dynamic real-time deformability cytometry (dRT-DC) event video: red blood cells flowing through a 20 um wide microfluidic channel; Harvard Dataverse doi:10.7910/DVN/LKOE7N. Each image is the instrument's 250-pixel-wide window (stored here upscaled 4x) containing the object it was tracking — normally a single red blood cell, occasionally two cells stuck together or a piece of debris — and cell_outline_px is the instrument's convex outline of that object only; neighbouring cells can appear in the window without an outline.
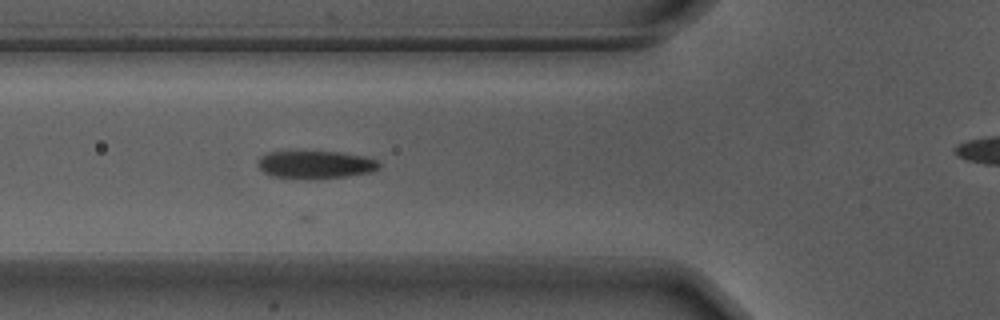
{"species": "Egyptian fruit bat (a non-hibernating species)", "species_latin": "Rousettus aegyptiacus", "temperature_condition": "warm", "stored_images_in_passage": 24, "camera_frame_rate_fps": 3000, "um_per_image_px": 0.085, "animal": {"sex": "male"}, "frame": {"image": 1, "passage_image": 8, "time_ms": 2.333, "image_size_px": [1000, 320], "cell_outline_px": [[380, 168], [372, 172], [348, 176], [320, 180], [308, 180], [272, 176], [264, 172], [256, 164], [260, 156], [268, 152], [340, 152], [364, 156], [376, 160], [380, 164]], "centroid_in_image_um": [26.82, 14.02], "position_along_channel_um": 99.0, "area_um2": 20.0}}
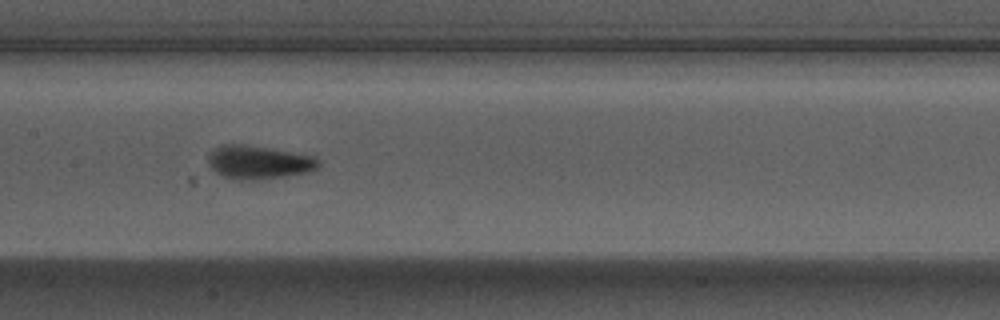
{"frame": {"image": 2, "passage_image": 15, "time_ms": 4.667, "image_size_px": [1000, 320], "cell_outline_px": [[320, 164], [316, 168], [308, 172], [284, 176], [252, 180], [236, 180], [224, 176], [216, 172], [208, 164], [208, 156], [212, 148], [224, 144], [240, 144], [268, 148], [312, 156], [320, 160]], "centroid_in_image_um": [21.94, 13.79], "position_along_channel_um": 185.5, "area_um2": 21.27}}
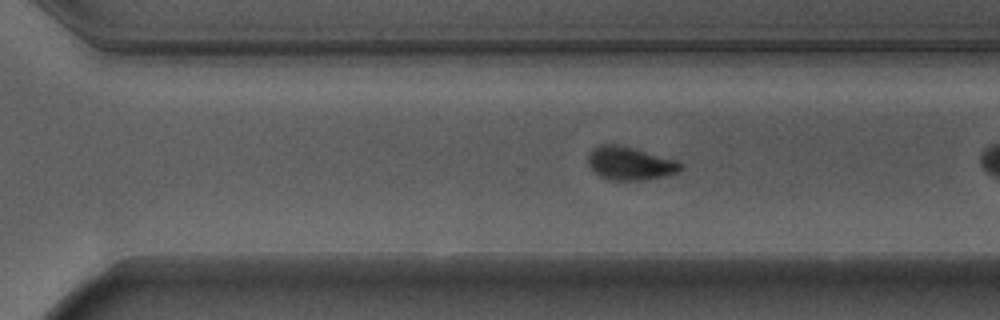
{"frame": {"image": 3, "passage_image": 23, "time_ms": 7.333, "image_size_px": [1000, 320], "cell_outline_px": [[684, 164], [680, 172], [644, 180], [612, 180], [600, 176], [588, 164], [588, 156], [600, 144], [616, 144], [632, 148], [676, 160]], "centroid_in_image_um": [53.58, 13.9], "position_along_channel_um": 317.0, "area_um2": 17.57}}